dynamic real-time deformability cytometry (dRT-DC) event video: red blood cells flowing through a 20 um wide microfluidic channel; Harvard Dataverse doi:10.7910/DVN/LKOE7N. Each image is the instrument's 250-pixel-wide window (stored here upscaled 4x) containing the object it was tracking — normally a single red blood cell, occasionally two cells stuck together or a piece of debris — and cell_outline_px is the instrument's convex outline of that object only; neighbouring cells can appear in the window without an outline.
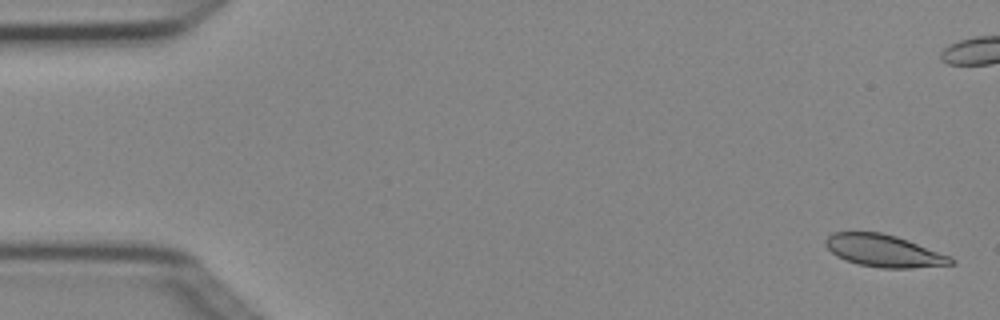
{"species": "Egyptian fruit bat (a non-hibernating species)", "species_latin": "Rousettus aegyptiacus", "temperature_condition": "cold", "stored_images_in_passage": 8, "camera_frame_rate_fps": 3000, "um_per_image_px": 0.085, "animal": {"sex": "female"}, "frame": {"image": 1, "passage_image": 1, "time_ms": 0.0, "image_size_px": [1000, 320], "cell_outline_px": [[956, 264], [912, 268], [880, 268], [860, 264], [844, 260], [836, 256], [824, 244], [824, 240], [832, 232], [880, 232], [896, 236], [908, 240], [952, 256], [956, 260]], "centroid_in_image_um": [75.16, 21.32], "position_along_channel_um": 9.8, "area_um2": 23.76}}
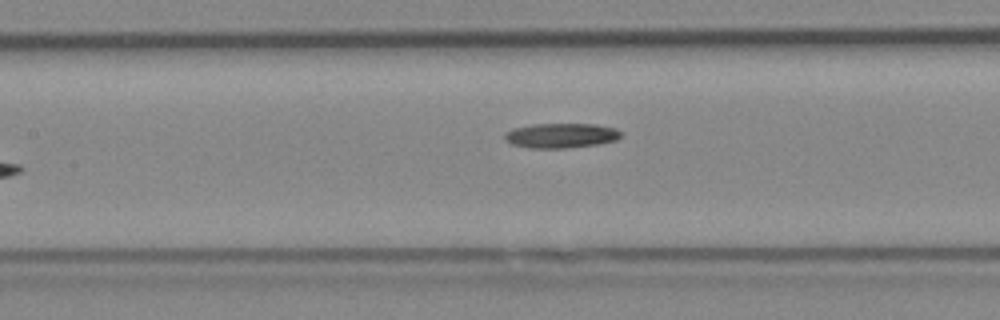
{"frame": {"image": 2, "passage_image": 8, "time_ms": 2.333, "image_size_px": [1000, 320], "cell_outline_px": [[624, 132], [616, 140], [596, 144], [568, 148], [528, 148], [512, 144], [504, 140], [504, 132], [512, 128], [532, 124], [596, 124], [616, 128]], "centroid_in_image_um": [47.66, 11.51], "position_along_channel_um": 159.7, "area_um2": 16.99}}